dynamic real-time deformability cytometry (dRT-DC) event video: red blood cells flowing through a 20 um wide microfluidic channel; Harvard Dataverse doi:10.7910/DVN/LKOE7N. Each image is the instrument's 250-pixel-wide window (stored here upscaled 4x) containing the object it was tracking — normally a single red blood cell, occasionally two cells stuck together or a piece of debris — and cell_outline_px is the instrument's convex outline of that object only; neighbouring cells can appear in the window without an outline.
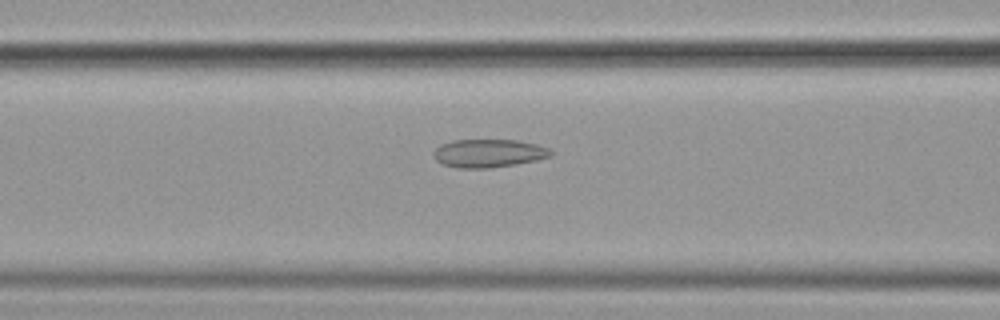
{"species": "common noctule bat (a hibernating species)", "species_latin": "Nyctalus noctula", "temperature_condition": "cold", "stored_images_in_passage": 57, "camera_frame_rate_fps": 3000, "um_per_image_px": 0.085, "animal": {"sex": "female", "body_mass_g": 19.9}, "frame": {"image": 1, "passage_image": 24, "time_ms": 7.667, "image_size_px": [1000, 320], "cell_outline_px": [[556, 152], [552, 156], [536, 160], [516, 164], [488, 168], [456, 168], [444, 164], [436, 160], [432, 152], [440, 144], [452, 140], [516, 140], [536, 144], [548, 148]], "centroid_in_image_um": [41.54, 13.02], "position_along_channel_um": 125.1, "area_um2": 19.36}}
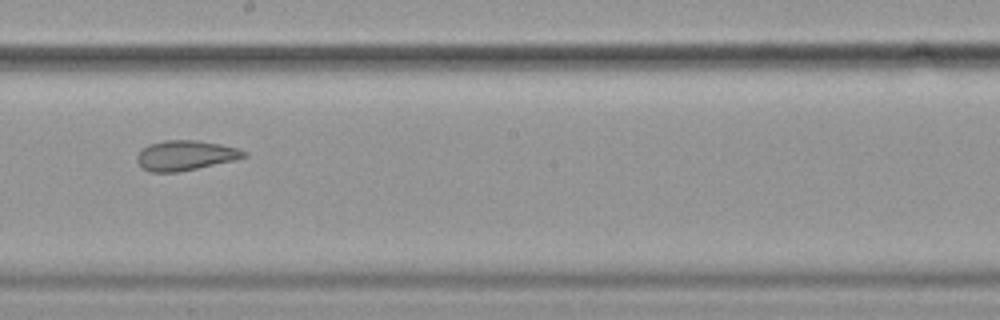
{"frame": {"image": 2, "passage_image": 33, "time_ms": 10.667, "image_size_px": [1000, 320], "cell_outline_px": [[248, 156], [232, 160], [196, 168], [176, 172], [152, 172], [140, 168], [136, 160], [136, 156], [148, 144], [164, 140], [196, 140], [220, 144], [240, 148], [248, 152]], "centroid_in_image_um": [15.74, 13.2], "position_along_channel_um": 232.5, "area_um2": 18.61}}
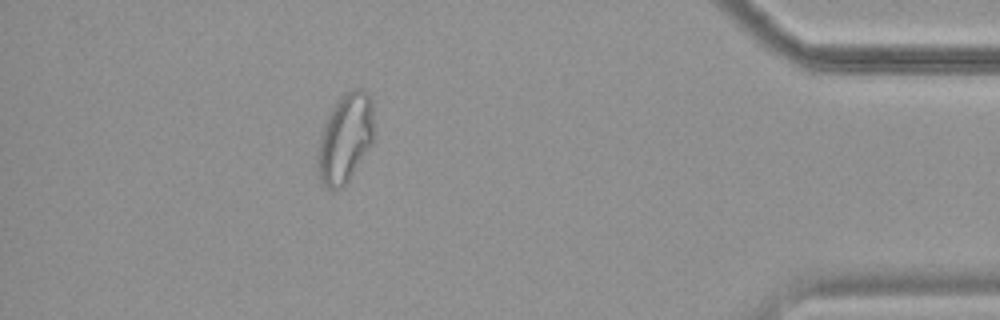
{"frame": {"image": 3, "passage_image": 51, "time_ms": 16.667, "image_size_px": [1000, 320], "cell_outline_px": [[372, 144], [348, 180], [340, 188], [332, 192], [320, 184], [316, 176], [316, 156], [320, 132], [336, 100], [344, 92], [352, 88], [360, 88], [368, 96], [372, 104]], "centroid_in_image_um": [29.26, 11.81], "position_along_channel_um": 405.9, "area_um2": 29.59}, "authors_computed_cell_mechanics": {"area_um2": 23.409, "velocity_mm_per_s": 3.5912, "shape_relaxation_time_tau1_ms": null, "shape_relaxation_time_tau2_ms": 1.6433, "deformation_change_tau1": null, "deformation_change_tau2": 0.088}}